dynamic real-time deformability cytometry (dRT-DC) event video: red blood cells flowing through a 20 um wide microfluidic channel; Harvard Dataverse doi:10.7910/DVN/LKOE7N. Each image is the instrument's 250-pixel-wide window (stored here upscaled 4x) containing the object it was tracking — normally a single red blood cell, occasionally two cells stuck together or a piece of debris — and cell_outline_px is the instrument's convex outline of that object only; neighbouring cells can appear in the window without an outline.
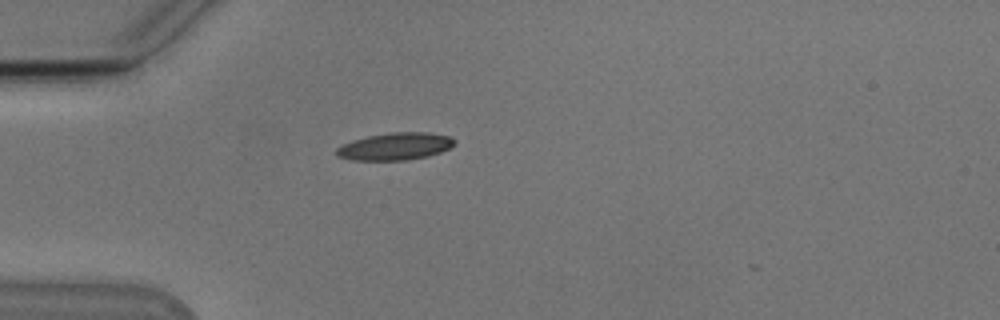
{"species": "Egyptian fruit bat (a non-hibernating species)", "species_latin": "Rousettus aegyptiacus", "temperature_condition": "cold", "stored_images_in_passage": 35, "camera_frame_rate_fps": 3000, "um_per_image_px": 0.085, "animal": {"sex": "male"}, "frame": {"image": 1, "passage_image": 1, "time_ms": 0.0, "image_size_px": [1000, 320], "cell_outline_px": [[456, 144], [440, 152], [428, 156], [404, 160], [352, 160], [336, 156], [336, 148], [352, 140], [368, 136], [392, 132], [428, 132], [448, 136], [456, 140]], "centroid_in_image_um": [33.59, 12.44], "position_along_channel_um": 51.4, "area_um2": 18.73}}
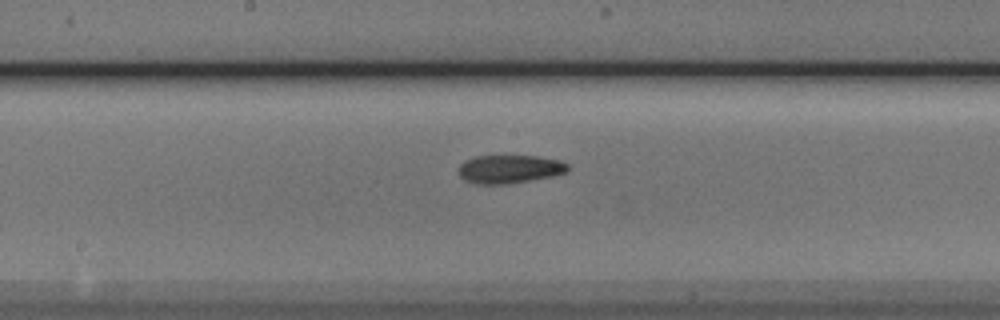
{"frame": {"image": 2, "passage_image": 14, "time_ms": 4.333, "image_size_px": [1000, 320], "cell_outline_px": [[568, 172], [552, 176], [504, 184], [476, 184], [464, 180], [460, 176], [460, 164], [464, 160], [476, 156], [540, 156], [556, 160], [568, 164]], "centroid_in_image_um": [43.29, 14.37], "position_along_channel_um": 204.9, "area_um2": 17.86}}
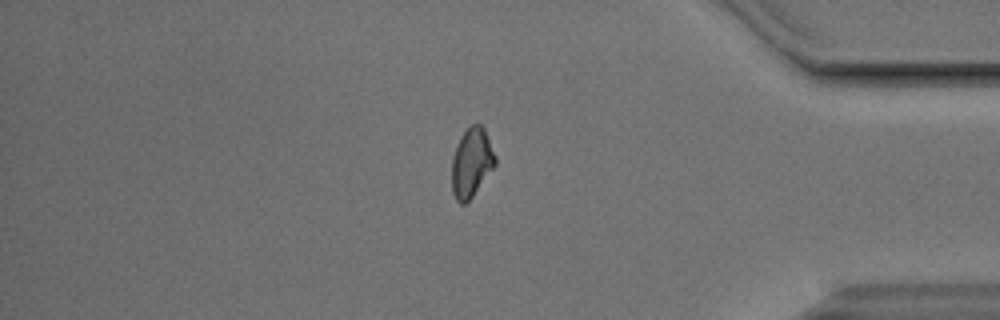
{"frame": {"image": 3, "passage_image": 31, "time_ms": 10.0, "image_size_px": [1000, 320], "cell_outline_px": [[496, 164], [472, 196], [464, 204], [460, 204], [456, 200], [452, 192], [452, 156], [460, 136], [472, 124], [480, 124], [484, 128], [496, 156]], "centroid_in_image_um": [40.07, 13.81], "position_along_channel_um": 395.1, "area_um2": 17.34}}